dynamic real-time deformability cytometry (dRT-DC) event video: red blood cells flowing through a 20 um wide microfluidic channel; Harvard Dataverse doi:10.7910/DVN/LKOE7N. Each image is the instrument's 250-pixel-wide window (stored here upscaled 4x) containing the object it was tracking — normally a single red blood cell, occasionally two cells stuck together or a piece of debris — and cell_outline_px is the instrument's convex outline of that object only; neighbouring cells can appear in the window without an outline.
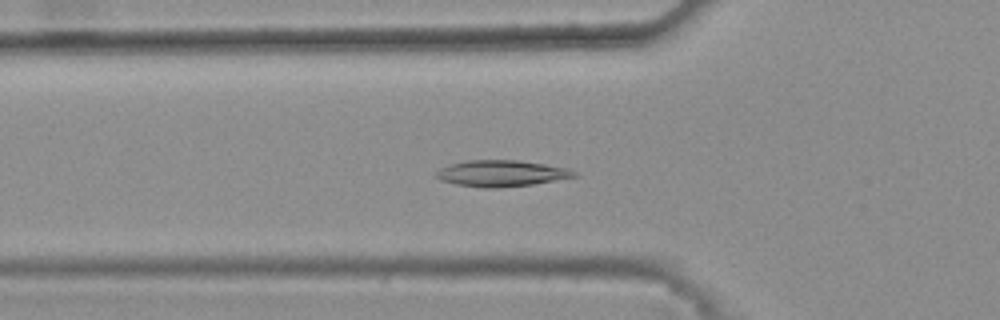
{"species": "common noctule bat (a hibernating species)", "species_latin": "Nyctalus noctula", "temperature_condition": "warm", "stored_images_in_passage": 44, "camera_frame_rate_fps": 3000, "um_per_image_px": 0.085, "animal": {"sex": "female", "body_mass_g": 25.1}, "frame": {"image": 1, "passage_image": 18, "time_ms": 5.667, "image_size_px": [1000, 320], "cell_outline_px": [[580, 176], [532, 184], [500, 188], [484, 188], [456, 184], [440, 180], [436, 176], [436, 172], [440, 168], [448, 164], [468, 160], [516, 160], [544, 164], [568, 168], [576, 172]], "centroid_in_image_um": [42.62, 14.74], "position_along_channel_um": 83.2, "area_um2": 21.15}}
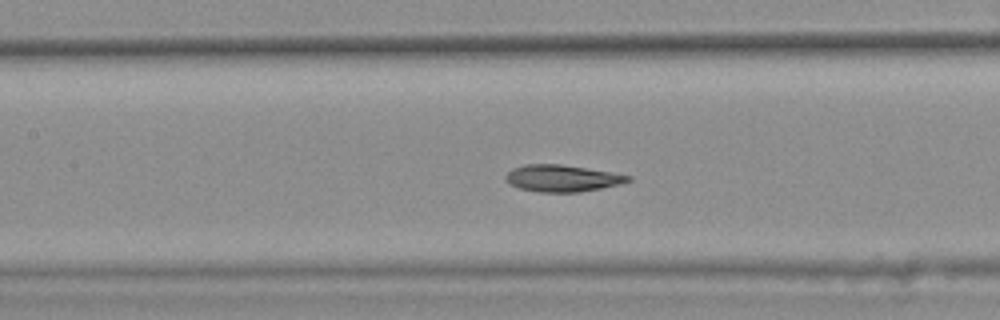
{"frame": {"image": 2, "passage_image": 24, "time_ms": 7.667, "image_size_px": [1000, 320], "cell_outline_px": [[632, 180], [620, 184], [580, 192], [540, 192], [520, 188], [504, 180], [504, 176], [512, 168], [524, 164], [560, 164], [612, 172], [632, 176]], "centroid_in_image_um": [47.78, 15.14], "position_along_channel_um": 159.6, "area_um2": 19.07}}
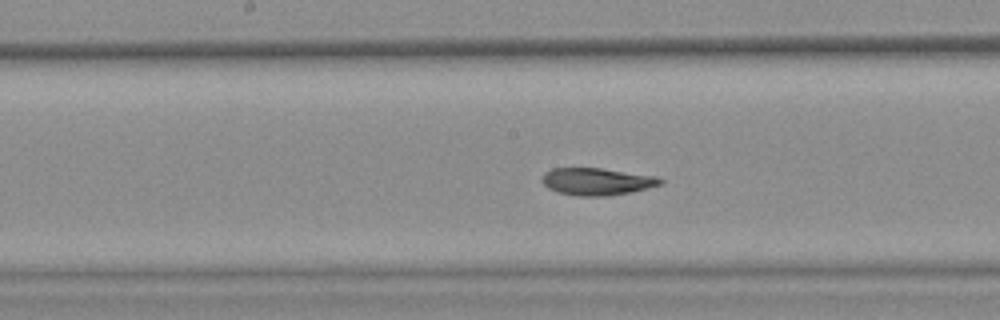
{"frame": {"image": 3, "passage_image": 27, "time_ms": 8.667, "image_size_px": [1000, 320], "cell_outline_px": [[664, 184], [632, 192], [608, 196], [576, 196], [556, 192], [548, 188], [540, 180], [540, 176], [544, 172], [552, 168], [600, 168], [656, 176], [664, 180]], "centroid_in_image_um": [50.71, 15.43], "position_along_channel_um": 197.5, "area_um2": 19.07}, "authors_computed_cell_mechanics": {"area_um2": 19.4208, "velocity_mm_per_s": 3.8081, "shape_relaxation_time_tau1_ms": null, "shape_relaxation_time_tau2_ms": 2.6957, "deformation_change_tau1": null, "deformation_change_tau2": 0.0708}}